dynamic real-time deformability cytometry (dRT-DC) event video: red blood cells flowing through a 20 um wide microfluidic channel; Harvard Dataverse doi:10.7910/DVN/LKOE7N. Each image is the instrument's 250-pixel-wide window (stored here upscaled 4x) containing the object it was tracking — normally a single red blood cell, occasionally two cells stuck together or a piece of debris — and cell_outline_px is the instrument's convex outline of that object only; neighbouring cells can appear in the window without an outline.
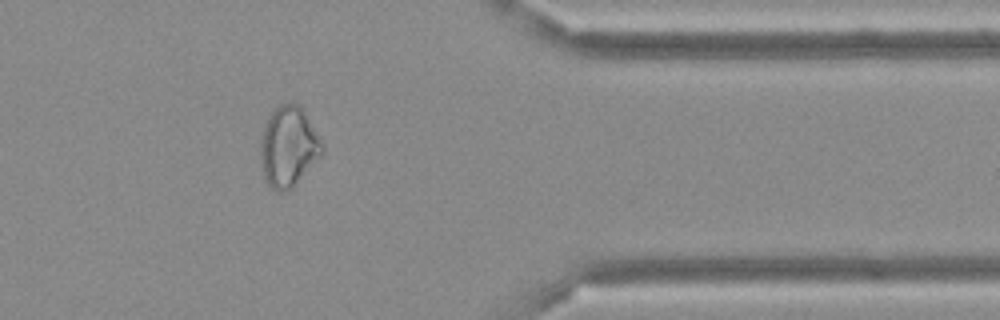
{"species": "Egyptian fruit bat (a non-hibernating species)", "species_latin": "Rousettus aegyptiacus", "temperature_condition": "cold", "stored_images_in_passage": 36, "camera_frame_rate_fps": 3000, "um_per_image_px": 0.085, "frame": {"image": 1, "passage_image": 26, "time_ms": 8.333, "image_size_px": [1000, 320], "cell_outline_px": [[324, 152], [292, 188], [280, 192], [272, 188], [264, 180], [260, 156], [260, 144], [264, 124], [268, 116], [280, 104], [300, 104], [320, 136], [324, 144]], "centroid_in_image_um": [24.53, 12.46], "position_along_channel_um": 386.9, "area_um2": 28.96}}